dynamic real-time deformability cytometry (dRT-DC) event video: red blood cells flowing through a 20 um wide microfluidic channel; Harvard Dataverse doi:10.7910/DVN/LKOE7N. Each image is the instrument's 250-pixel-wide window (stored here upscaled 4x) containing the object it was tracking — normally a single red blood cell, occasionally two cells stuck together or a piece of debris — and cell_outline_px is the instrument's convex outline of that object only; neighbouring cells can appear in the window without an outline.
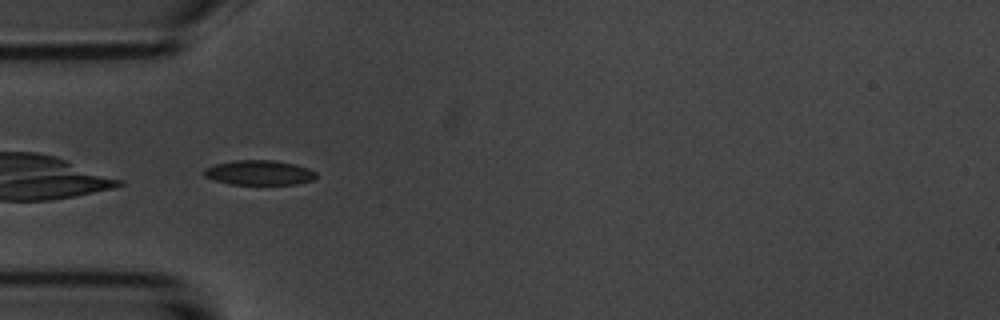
{"species": "common noctule bat (a hibernating species)", "species_latin": "Nyctalus noctula", "temperature_condition": "room temperature", "stored_images_in_passage": 6, "camera_frame_rate_fps": 3000, "um_per_image_px": 0.085, "animal": {"sex": "male", "body_mass_g": 20.1, "forearm_length_mm": 53.5}, "frame": {"image": 1, "passage_image": 5, "time_ms": 4.667, "image_size_px": [1000, 320], "cell_outline_px": [[316, 176], [312, 180], [296, 184], [228, 184], [204, 176], [204, 168], [216, 164], [236, 160], [272, 160], [296, 164], [308, 168], [316, 172]], "centroid_in_image_um": [22.04, 14.67], "position_along_channel_um": 63.0, "area_um2": 16.07}}